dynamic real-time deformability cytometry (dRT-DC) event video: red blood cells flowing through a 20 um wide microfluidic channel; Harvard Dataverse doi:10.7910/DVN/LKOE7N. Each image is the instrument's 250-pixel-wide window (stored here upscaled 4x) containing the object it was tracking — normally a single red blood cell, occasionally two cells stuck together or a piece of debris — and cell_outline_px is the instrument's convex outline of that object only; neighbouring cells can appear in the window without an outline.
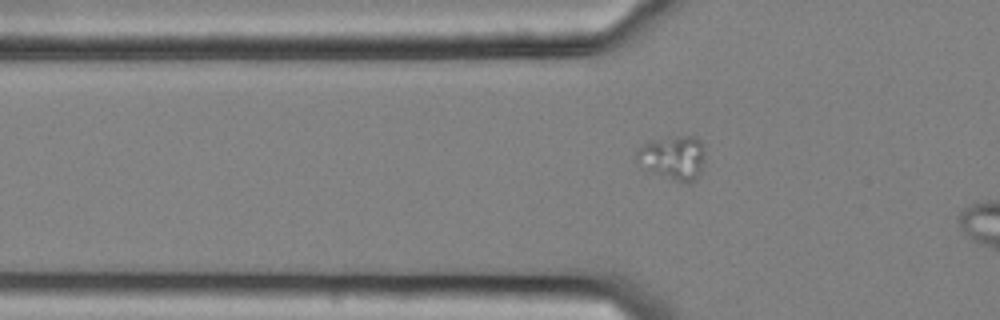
{"species": "common noctule bat (a hibernating species)", "species_latin": "Nyctalus noctula", "temperature_condition": "cold", "stored_images_in_passage": 11, "camera_frame_rate_fps": 3000, "um_per_image_px": 0.085, "animal": {"sex": "female", "body_mass_g": 25.1}, "frame": {"image": 1, "passage_image": 11, "time_ms": 3.333, "image_size_px": [1000, 320], "cell_outline_px": [[704, 164], [700, 172], [688, 184], [672, 180], [648, 168], [636, 160], [636, 152], [644, 144], [652, 140], [672, 136], [696, 136], [704, 144]], "centroid_in_image_um": [57.27, 13.37], "position_along_channel_um": 68.5, "area_um2": 17.34}}